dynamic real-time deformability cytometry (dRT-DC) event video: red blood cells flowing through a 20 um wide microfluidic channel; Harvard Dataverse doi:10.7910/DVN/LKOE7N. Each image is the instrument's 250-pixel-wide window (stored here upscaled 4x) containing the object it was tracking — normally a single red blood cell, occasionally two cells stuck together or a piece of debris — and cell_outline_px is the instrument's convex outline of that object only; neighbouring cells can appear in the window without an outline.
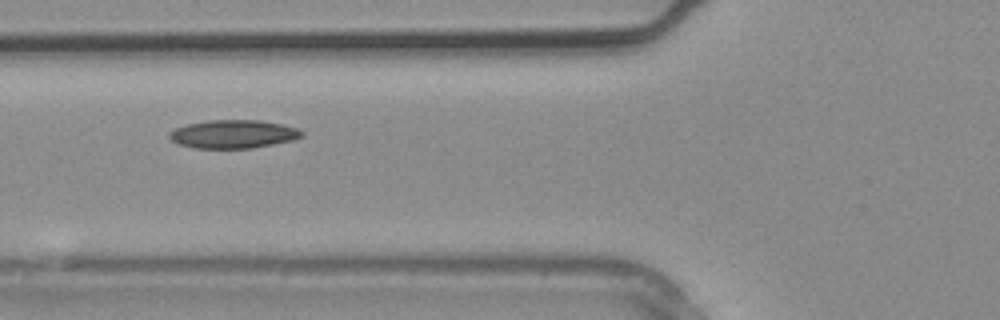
{"species": "common noctule bat (a hibernating species)", "species_latin": "Nyctalus noctula", "temperature_condition": "warm", "stored_images_in_passage": 2, "camera_frame_rate_fps": 3000, "um_per_image_px": 0.085, "animal": {"sex": "male", "body_mass_g": 20.4}, "frame": {"image": 1, "passage_image": 2, "time_ms": 0.333, "image_size_px": [1000, 320], "cell_outline_px": [[304, 136], [292, 140], [252, 148], [192, 148], [180, 144], [172, 140], [168, 136], [168, 132], [176, 128], [188, 124], [208, 120], [260, 120], [280, 124], [296, 128], [304, 132]], "centroid_in_image_um": [19.82, 11.4], "position_along_channel_um": 106.0, "area_um2": 21.73}}